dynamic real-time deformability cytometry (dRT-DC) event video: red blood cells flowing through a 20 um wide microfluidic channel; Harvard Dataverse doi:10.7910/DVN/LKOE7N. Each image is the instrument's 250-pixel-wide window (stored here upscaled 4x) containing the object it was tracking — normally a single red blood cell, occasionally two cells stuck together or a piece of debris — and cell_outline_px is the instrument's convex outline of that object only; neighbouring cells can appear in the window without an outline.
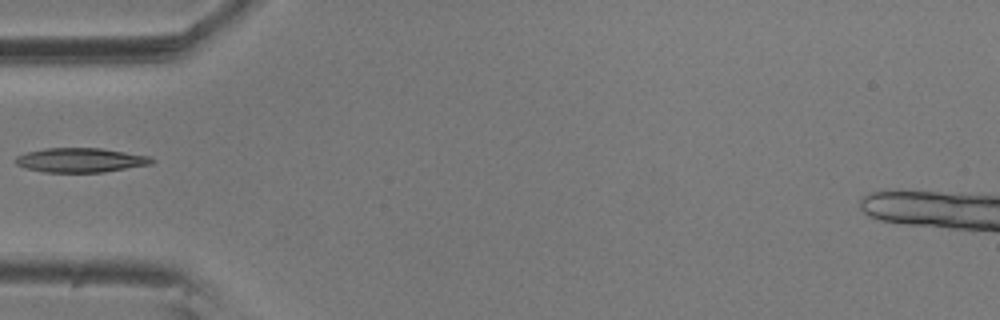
{"species": "common noctule bat (a hibernating species)", "species_latin": "Nyctalus noctula", "temperature_condition": "room temperature", "stored_images_in_passage": 1, "camera_frame_rate_fps": 3000, "um_per_image_px": 0.085, "animal": {"sex": "male", "body_mass_g": 20.5, "forearm_length_mm": 52.5}, "frame": {"image": 1, "passage_image": 1, "time_ms": 0.0, "image_size_px": [1000, 320], "cell_outline_px": [[156, 160], [152, 164], [104, 172], [44, 172], [24, 168], [16, 164], [16, 156], [24, 152], [44, 148], [100, 148], [152, 156]], "centroid_in_image_um": [6.86, 13.6], "position_along_channel_um": 78.1, "area_um2": 19.54}}